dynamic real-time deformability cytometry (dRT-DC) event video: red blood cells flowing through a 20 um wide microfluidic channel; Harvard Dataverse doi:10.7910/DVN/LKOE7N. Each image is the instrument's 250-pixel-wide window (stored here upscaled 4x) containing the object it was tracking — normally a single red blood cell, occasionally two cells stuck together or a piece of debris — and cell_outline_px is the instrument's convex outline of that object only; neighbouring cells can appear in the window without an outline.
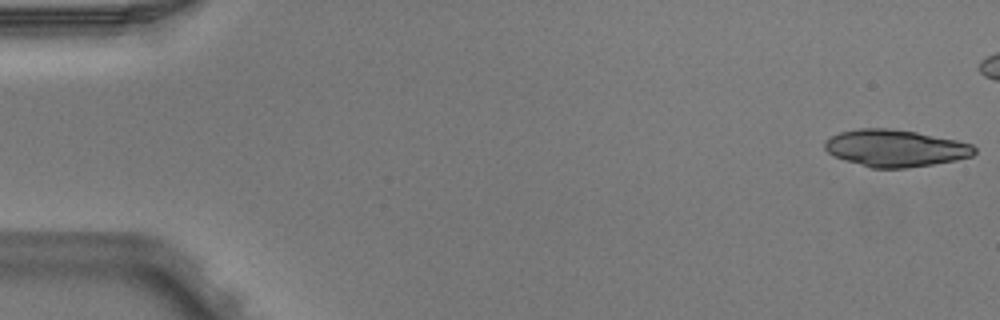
{"species": "Egyptian fruit bat (a non-hibernating species)", "species_latin": "Rousettus aegyptiacus", "temperature_condition": "warm", "stored_images_in_passage": 4, "camera_frame_rate_fps": 3000, "um_per_image_px": 0.085, "animal": {"sex": "male"}, "frame": {"image": 1, "passage_image": 1, "time_ms": 0.0, "image_size_px": [1000, 320], "cell_outline_px": [[976, 152], [972, 156], [956, 160], [932, 164], [904, 168], [872, 168], [844, 160], [832, 156], [824, 148], [824, 140], [840, 132], [856, 128], [888, 128], [916, 132], [956, 140], [972, 144], [976, 148]], "centroid_in_image_um": [76.07, 12.59], "position_along_channel_um": 8.9, "area_um2": 32.31}}